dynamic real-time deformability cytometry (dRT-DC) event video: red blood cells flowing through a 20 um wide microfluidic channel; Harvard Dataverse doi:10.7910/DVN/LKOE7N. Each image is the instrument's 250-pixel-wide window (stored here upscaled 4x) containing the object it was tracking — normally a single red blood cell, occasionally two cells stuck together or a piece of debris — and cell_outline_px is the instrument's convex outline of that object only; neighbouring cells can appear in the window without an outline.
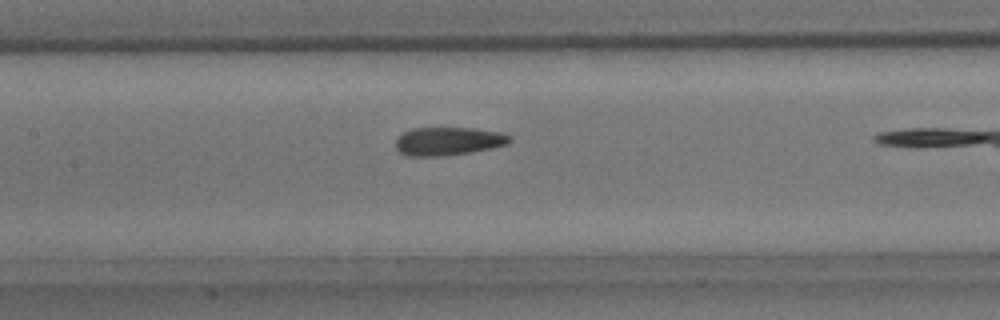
{"species": "common noctule bat (a hibernating species)", "species_latin": "Nyctalus noctula", "temperature_condition": "room temperature", "stored_images_in_passage": 36, "camera_frame_rate_fps": 3000, "um_per_image_px": 0.085, "animal": {"sex": "male", "body_mass_g": 15.6}, "frame": {"image": 1, "passage_image": 19, "time_ms": 6.0, "image_size_px": [1000, 320], "cell_outline_px": [[512, 140], [508, 144], [492, 148], [444, 156], [408, 156], [400, 152], [396, 148], [396, 140], [404, 132], [412, 128], [472, 128], [500, 132], [508, 136]], "centroid_in_image_um": [38.09, 12.0], "position_along_channel_um": 169.3, "area_um2": 18.61}}